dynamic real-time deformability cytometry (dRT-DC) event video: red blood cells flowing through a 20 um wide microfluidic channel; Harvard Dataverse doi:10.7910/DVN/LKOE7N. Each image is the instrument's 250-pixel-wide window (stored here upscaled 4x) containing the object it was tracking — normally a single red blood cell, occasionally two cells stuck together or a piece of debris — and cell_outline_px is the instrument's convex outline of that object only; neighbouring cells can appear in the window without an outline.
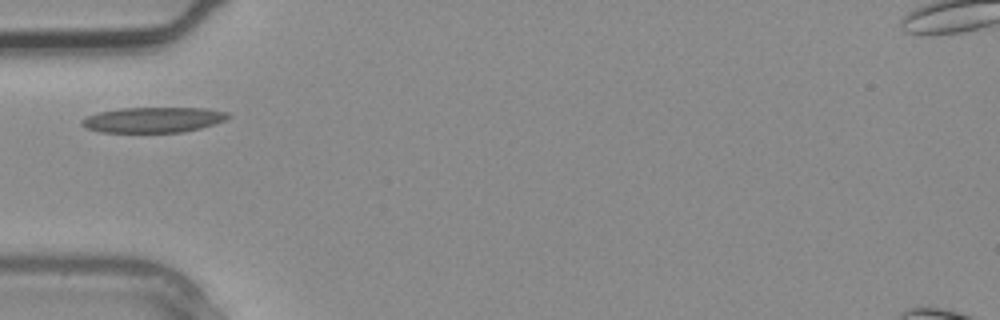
{"species": "common noctule bat (a hibernating species)", "species_latin": "Nyctalus noctula", "temperature_condition": "warm", "stored_images_in_passage": 1, "camera_frame_rate_fps": 3000, "um_per_image_px": 0.085, "animal": {"sex": "male", "body_mass_g": 20.4}, "frame": {"image": 1, "passage_image": 1, "time_ms": 0.0, "image_size_px": [1000, 320], "cell_outline_px": [[232, 116], [224, 120], [200, 128], [184, 132], [100, 132], [88, 128], [80, 124], [80, 120], [88, 116], [100, 112], [120, 108], [204, 108], [228, 112]], "centroid_in_image_um": [13.03, 10.18], "position_along_channel_um": 72.0, "area_um2": 21.5}}